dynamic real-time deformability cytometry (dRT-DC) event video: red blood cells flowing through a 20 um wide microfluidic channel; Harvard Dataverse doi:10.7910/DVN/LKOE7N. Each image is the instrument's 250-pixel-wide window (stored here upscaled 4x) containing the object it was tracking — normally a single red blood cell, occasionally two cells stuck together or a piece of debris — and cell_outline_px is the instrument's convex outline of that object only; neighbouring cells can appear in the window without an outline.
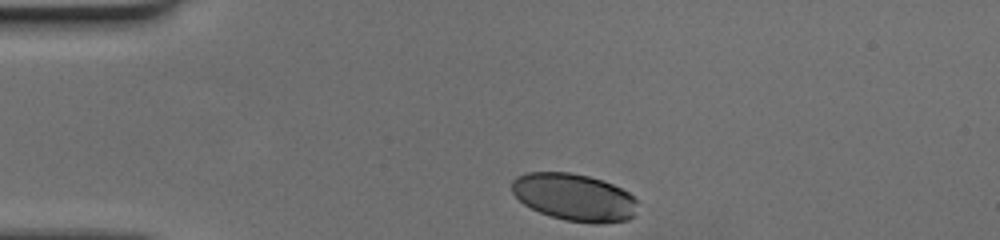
{"species": "human", "species_latin": "Homo sapiens", "temperature_condition": "cold", "stored_images_in_passage": 31, "camera_frame_rate_fps": 3000, "um_per_image_px": 0.085, "donor": {"sex": "female"}, "frame": {"image": 1, "passage_image": 1, "time_ms": 0.0, "image_size_px": [1000, 240], "cell_outline_px": [[636, 216], [628, 220], [596, 224], [592, 224], [564, 220], [540, 212], [524, 204], [512, 192], [512, 180], [516, 176], [528, 172], [568, 172], [588, 176], [604, 180], [628, 192], [636, 200]], "centroid_in_image_um": [48.83, 16.77], "position_along_channel_um": 36.2, "area_um2": 34.74}}
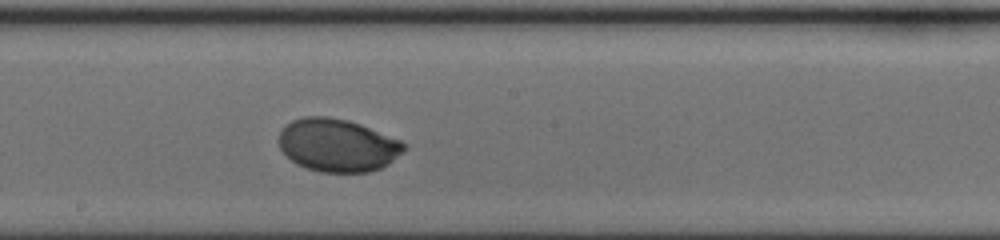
{"frame": {"image": 2, "passage_image": 18, "time_ms": 5.667, "image_size_px": [1000, 240], "cell_outline_px": [[408, 148], [404, 152], [388, 164], [380, 168], [368, 172], [320, 172], [304, 168], [296, 164], [280, 148], [280, 132], [292, 120], [304, 116], [328, 116], [348, 120], [360, 124], [400, 140], [408, 144]], "centroid_in_image_um": [28.73, 12.35], "position_along_channel_um": 219.5, "area_um2": 38.61}}
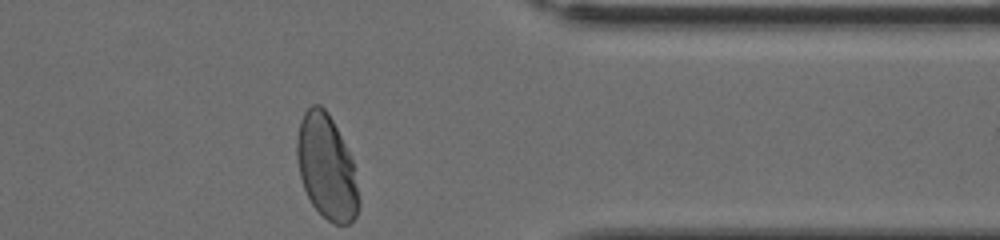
{"frame": {"image": 3, "passage_image": 31, "time_ms": 10.0, "image_size_px": [1000, 240], "cell_outline_px": [[360, 208], [356, 216], [348, 224], [332, 224], [312, 204], [304, 188], [300, 176], [296, 156], [296, 140], [300, 120], [304, 112], [312, 104], [320, 104], [328, 112], [352, 160], [360, 200]], "centroid_in_image_um": [27.75, 14.21], "position_along_channel_um": 383.7, "area_um2": 37.45}}